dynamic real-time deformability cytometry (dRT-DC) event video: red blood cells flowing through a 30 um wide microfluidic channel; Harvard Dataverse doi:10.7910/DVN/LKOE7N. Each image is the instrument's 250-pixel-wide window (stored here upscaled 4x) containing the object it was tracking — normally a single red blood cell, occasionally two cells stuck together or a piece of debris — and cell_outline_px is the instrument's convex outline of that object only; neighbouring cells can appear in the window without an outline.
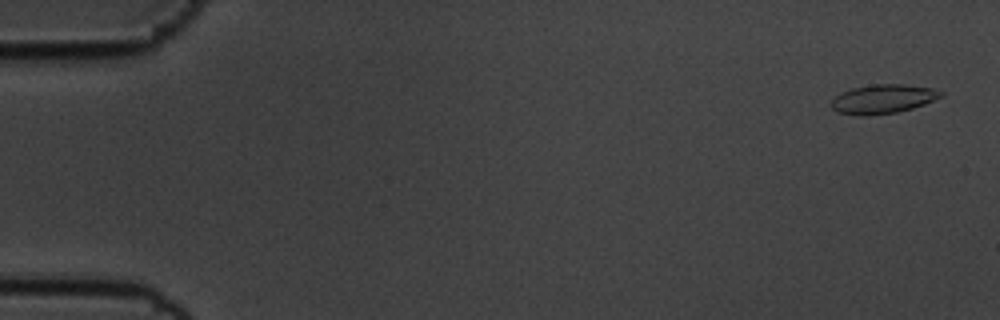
{"species": "common noctule bat (a hibernating species)", "species_latin": "Nyctalus noctula", "temperature_condition": "cold", "stored_images_in_passage": 57, "camera_frame_rate_fps": 3000, "um_per_image_px": 0.085, "animal": {"sex": "male", "body_mass_g": 19.5, "forearm_length_mm": 54.6}, "frame": {"image": 1, "passage_image": 2, "time_ms": 0.333, "image_size_px": [1000, 320], "cell_outline_px": [[944, 96], [924, 104], [912, 108], [896, 112], [868, 116], [860, 116], [836, 112], [832, 108], [832, 100], [840, 92], [852, 88], [872, 84], [904, 84], [932, 88], [944, 92]], "centroid_in_image_um": [75.05, 8.41], "position_along_channel_um": 10.0, "area_um2": 18.67}}
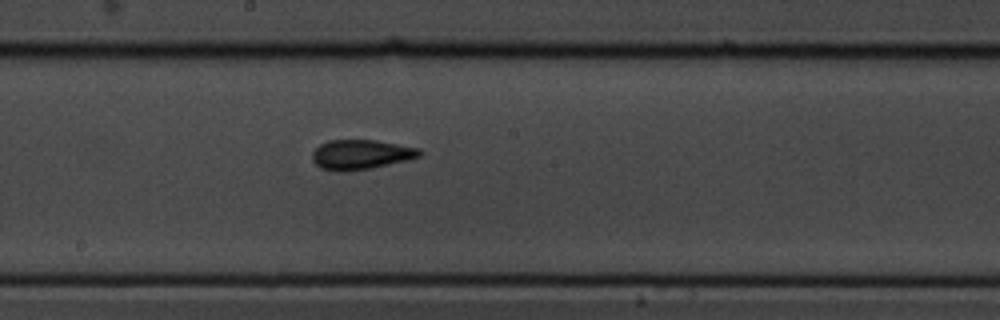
{"frame": {"image": 2, "passage_image": 31, "time_ms": 10.0, "image_size_px": [1000, 320], "cell_outline_px": [[424, 152], [420, 156], [408, 160], [372, 168], [344, 172], [336, 172], [320, 168], [312, 160], [312, 152], [320, 144], [328, 140], [376, 140], [420, 148]], "centroid_in_image_um": [30.68, 13.14], "position_along_channel_um": 217.5, "area_um2": 18.84}}
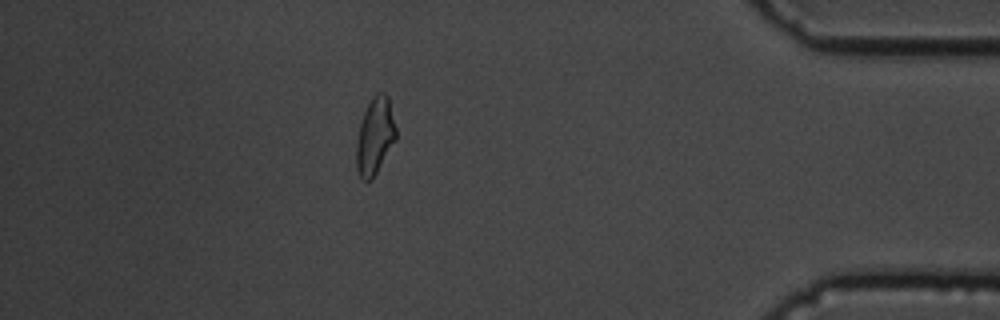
{"frame": {"image": 3, "passage_image": 50, "time_ms": 16.333, "image_size_px": [1000, 320], "cell_outline_px": [[396, 140], [372, 180], [360, 180], [356, 172], [356, 140], [360, 124], [364, 112], [372, 96], [376, 92], [384, 92], [388, 96], [396, 128]], "centroid_in_image_um": [31.86, 11.59], "position_along_channel_um": 403.3, "area_um2": 17.98}, "authors_computed_cell_mechanics": {"area_um2": 17.9758, "velocity_mm_per_s": 3.5588, "shape_relaxation_time_tau1_ms": 7.7976, "shape_relaxation_time_tau2_ms": 2.1861, "deformation_change_tau1": 0.1749, "deformation_change_tau2": 0.0961}}